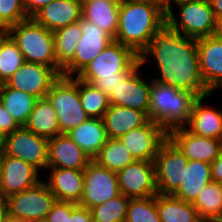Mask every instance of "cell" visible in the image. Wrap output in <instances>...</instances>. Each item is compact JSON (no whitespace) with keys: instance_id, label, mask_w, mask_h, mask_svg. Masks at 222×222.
<instances>
[{"instance_id":"6da1fadb","label":"cell","mask_w":222,"mask_h":222,"mask_svg":"<svg viewBox=\"0 0 222 222\" xmlns=\"http://www.w3.org/2000/svg\"><path fill=\"white\" fill-rule=\"evenodd\" d=\"M138 57L141 67L153 57L150 61H155L160 73L153 80L189 91L197 98L211 94L200 75L197 39L182 35L165 24Z\"/></svg>"},{"instance_id":"7a4b0ae2","label":"cell","mask_w":222,"mask_h":222,"mask_svg":"<svg viewBox=\"0 0 222 222\" xmlns=\"http://www.w3.org/2000/svg\"><path fill=\"white\" fill-rule=\"evenodd\" d=\"M166 24L161 3H121L114 41L139 55Z\"/></svg>"},{"instance_id":"3957f363","label":"cell","mask_w":222,"mask_h":222,"mask_svg":"<svg viewBox=\"0 0 222 222\" xmlns=\"http://www.w3.org/2000/svg\"><path fill=\"white\" fill-rule=\"evenodd\" d=\"M197 97L185 90L161 84L152 79L150 86L149 119L167 133L185 127L190 120L192 105Z\"/></svg>"},{"instance_id":"277c9868","label":"cell","mask_w":222,"mask_h":222,"mask_svg":"<svg viewBox=\"0 0 222 222\" xmlns=\"http://www.w3.org/2000/svg\"><path fill=\"white\" fill-rule=\"evenodd\" d=\"M6 33L17 44L25 62L46 65L62 76V71L56 66L52 31L29 17L9 27Z\"/></svg>"},{"instance_id":"5b68a950","label":"cell","mask_w":222,"mask_h":222,"mask_svg":"<svg viewBox=\"0 0 222 222\" xmlns=\"http://www.w3.org/2000/svg\"><path fill=\"white\" fill-rule=\"evenodd\" d=\"M46 98L56 111L60 134L68 133L89 118L80 102L79 78L77 76H60L51 85Z\"/></svg>"},{"instance_id":"8992f818","label":"cell","mask_w":222,"mask_h":222,"mask_svg":"<svg viewBox=\"0 0 222 222\" xmlns=\"http://www.w3.org/2000/svg\"><path fill=\"white\" fill-rule=\"evenodd\" d=\"M139 64L131 48L113 41L77 77L91 84L103 77H127Z\"/></svg>"},{"instance_id":"52a82bcc","label":"cell","mask_w":222,"mask_h":222,"mask_svg":"<svg viewBox=\"0 0 222 222\" xmlns=\"http://www.w3.org/2000/svg\"><path fill=\"white\" fill-rule=\"evenodd\" d=\"M176 7H179V18L173 11L166 15V25L170 29L195 39L216 35L218 22L209 0H198Z\"/></svg>"},{"instance_id":"ba28073f","label":"cell","mask_w":222,"mask_h":222,"mask_svg":"<svg viewBox=\"0 0 222 222\" xmlns=\"http://www.w3.org/2000/svg\"><path fill=\"white\" fill-rule=\"evenodd\" d=\"M82 36L77 44L74 58L62 69V76L76 77L95 59L114 38L104 29L84 19L79 21Z\"/></svg>"},{"instance_id":"9c48e42d","label":"cell","mask_w":222,"mask_h":222,"mask_svg":"<svg viewBox=\"0 0 222 222\" xmlns=\"http://www.w3.org/2000/svg\"><path fill=\"white\" fill-rule=\"evenodd\" d=\"M189 159L167 138L154 159L155 182L159 194L173 195L182 184L183 169Z\"/></svg>"},{"instance_id":"30bf717a","label":"cell","mask_w":222,"mask_h":222,"mask_svg":"<svg viewBox=\"0 0 222 222\" xmlns=\"http://www.w3.org/2000/svg\"><path fill=\"white\" fill-rule=\"evenodd\" d=\"M49 139L36 135L24 126L3 138L2 152L20 158L38 171L48 167Z\"/></svg>"},{"instance_id":"8fae6325","label":"cell","mask_w":222,"mask_h":222,"mask_svg":"<svg viewBox=\"0 0 222 222\" xmlns=\"http://www.w3.org/2000/svg\"><path fill=\"white\" fill-rule=\"evenodd\" d=\"M6 199L8 213L27 222L47 217L57 200L44 179L33 188L12 194Z\"/></svg>"},{"instance_id":"7c38bea8","label":"cell","mask_w":222,"mask_h":222,"mask_svg":"<svg viewBox=\"0 0 222 222\" xmlns=\"http://www.w3.org/2000/svg\"><path fill=\"white\" fill-rule=\"evenodd\" d=\"M119 194L117 173L92 159L84 169L83 194L79 205L91 209Z\"/></svg>"},{"instance_id":"4fadbf2b","label":"cell","mask_w":222,"mask_h":222,"mask_svg":"<svg viewBox=\"0 0 222 222\" xmlns=\"http://www.w3.org/2000/svg\"><path fill=\"white\" fill-rule=\"evenodd\" d=\"M119 191L128 198L156 195L154 161L135 160L117 172Z\"/></svg>"},{"instance_id":"5bb4252c","label":"cell","mask_w":222,"mask_h":222,"mask_svg":"<svg viewBox=\"0 0 222 222\" xmlns=\"http://www.w3.org/2000/svg\"><path fill=\"white\" fill-rule=\"evenodd\" d=\"M39 171L20 158L6 155L1 151L0 156V195L8 196L36 186Z\"/></svg>"},{"instance_id":"9a60e30c","label":"cell","mask_w":222,"mask_h":222,"mask_svg":"<svg viewBox=\"0 0 222 222\" xmlns=\"http://www.w3.org/2000/svg\"><path fill=\"white\" fill-rule=\"evenodd\" d=\"M59 77L51 67L25 62L4 84L9 88L23 91L41 99L46 98L51 85Z\"/></svg>"},{"instance_id":"2e32d148","label":"cell","mask_w":222,"mask_h":222,"mask_svg":"<svg viewBox=\"0 0 222 222\" xmlns=\"http://www.w3.org/2000/svg\"><path fill=\"white\" fill-rule=\"evenodd\" d=\"M139 64L123 82L109 95L110 105L128 107L144 112L149 118L150 86L149 82L142 78Z\"/></svg>"},{"instance_id":"e0dca14e","label":"cell","mask_w":222,"mask_h":222,"mask_svg":"<svg viewBox=\"0 0 222 222\" xmlns=\"http://www.w3.org/2000/svg\"><path fill=\"white\" fill-rule=\"evenodd\" d=\"M168 138V133L150 119L134 128L119 139L131 152L135 160L154 161L160 145Z\"/></svg>"},{"instance_id":"ac0fdd59","label":"cell","mask_w":222,"mask_h":222,"mask_svg":"<svg viewBox=\"0 0 222 222\" xmlns=\"http://www.w3.org/2000/svg\"><path fill=\"white\" fill-rule=\"evenodd\" d=\"M201 78L212 93L222 88V40L217 36L197 39Z\"/></svg>"},{"instance_id":"d6986e66","label":"cell","mask_w":222,"mask_h":222,"mask_svg":"<svg viewBox=\"0 0 222 222\" xmlns=\"http://www.w3.org/2000/svg\"><path fill=\"white\" fill-rule=\"evenodd\" d=\"M168 138L189 160L212 163L222 148V140L200 137L185 127H179L168 133Z\"/></svg>"},{"instance_id":"ffe728a7","label":"cell","mask_w":222,"mask_h":222,"mask_svg":"<svg viewBox=\"0 0 222 222\" xmlns=\"http://www.w3.org/2000/svg\"><path fill=\"white\" fill-rule=\"evenodd\" d=\"M91 160L67 133H61L48 141L47 168L84 170Z\"/></svg>"},{"instance_id":"44dd1931","label":"cell","mask_w":222,"mask_h":222,"mask_svg":"<svg viewBox=\"0 0 222 222\" xmlns=\"http://www.w3.org/2000/svg\"><path fill=\"white\" fill-rule=\"evenodd\" d=\"M80 0H53L38 10L32 18L49 31L79 22L82 18Z\"/></svg>"},{"instance_id":"7402d4cb","label":"cell","mask_w":222,"mask_h":222,"mask_svg":"<svg viewBox=\"0 0 222 222\" xmlns=\"http://www.w3.org/2000/svg\"><path fill=\"white\" fill-rule=\"evenodd\" d=\"M211 95L198 97L194 101L190 120L185 128L200 137L222 140V109L205 106L203 103Z\"/></svg>"},{"instance_id":"603a6c76","label":"cell","mask_w":222,"mask_h":222,"mask_svg":"<svg viewBox=\"0 0 222 222\" xmlns=\"http://www.w3.org/2000/svg\"><path fill=\"white\" fill-rule=\"evenodd\" d=\"M48 180L44 182L57 200L79 204L83 194L84 170L47 168Z\"/></svg>"},{"instance_id":"cb8c5ba5","label":"cell","mask_w":222,"mask_h":222,"mask_svg":"<svg viewBox=\"0 0 222 222\" xmlns=\"http://www.w3.org/2000/svg\"><path fill=\"white\" fill-rule=\"evenodd\" d=\"M107 136L110 139H119L134 128L143 126L148 116L139 110L110 105L102 117Z\"/></svg>"},{"instance_id":"d4e9b609","label":"cell","mask_w":222,"mask_h":222,"mask_svg":"<svg viewBox=\"0 0 222 222\" xmlns=\"http://www.w3.org/2000/svg\"><path fill=\"white\" fill-rule=\"evenodd\" d=\"M211 181L210 163L189 160L183 169L182 184L173 196L193 203L203 188Z\"/></svg>"},{"instance_id":"484cf974","label":"cell","mask_w":222,"mask_h":222,"mask_svg":"<svg viewBox=\"0 0 222 222\" xmlns=\"http://www.w3.org/2000/svg\"><path fill=\"white\" fill-rule=\"evenodd\" d=\"M67 134L92 159L109 139L101 118H88Z\"/></svg>"},{"instance_id":"4316f807","label":"cell","mask_w":222,"mask_h":222,"mask_svg":"<svg viewBox=\"0 0 222 222\" xmlns=\"http://www.w3.org/2000/svg\"><path fill=\"white\" fill-rule=\"evenodd\" d=\"M119 0H93L82 5V17L98 28L104 29L113 38L117 35Z\"/></svg>"},{"instance_id":"83f0119b","label":"cell","mask_w":222,"mask_h":222,"mask_svg":"<svg viewBox=\"0 0 222 222\" xmlns=\"http://www.w3.org/2000/svg\"><path fill=\"white\" fill-rule=\"evenodd\" d=\"M24 127L47 139L60 134L56 111L47 98L36 100Z\"/></svg>"},{"instance_id":"f1b7e54d","label":"cell","mask_w":222,"mask_h":222,"mask_svg":"<svg viewBox=\"0 0 222 222\" xmlns=\"http://www.w3.org/2000/svg\"><path fill=\"white\" fill-rule=\"evenodd\" d=\"M156 206L161 222H202L197 210L190 202L173 195L156 194Z\"/></svg>"},{"instance_id":"f546056e","label":"cell","mask_w":222,"mask_h":222,"mask_svg":"<svg viewBox=\"0 0 222 222\" xmlns=\"http://www.w3.org/2000/svg\"><path fill=\"white\" fill-rule=\"evenodd\" d=\"M36 100L31 94L0 84V103L19 126L26 124Z\"/></svg>"},{"instance_id":"4dcf8cb0","label":"cell","mask_w":222,"mask_h":222,"mask_svg":"<svg viewBox=\"0 0 222 222\" xmlns=\"http://www.w3.org/2000/svg\"><path fill=\"white\" fill-rule=\"evenodd\" d=\"M56 66L62 69L74 58L77 44L82 36L79 22L53 31Z\"/></svg>"},{"instance_id":"1f68e13d","label":"cell","mask_w":222,"mask_h":222,"mask_svg":"<svg viewBox=\"0 0 222 222\" xmlns=\"http://www.w3.org/2000/svg\"><path fill=\"white\" fill-rule=\"evenodd\" d=\"M192 204L203 221L222 220V183L209 182Z\"/></svg>"},{"instance_id":"d6a6232c","label":"cell","mask_w":222,"mask_h":222,"mask_svg":"<svg viewBox=\"0 0 222 222\" xmlns=\"http://www.w3.org/2000/svg\"><path fill=\"white\" fill-rule=\"evenodd\" d=\"M110 171L118 172L135 159L120 139H108L93 159Z\"/></svg>"},{"instance_id":"836d02e7","label":"cell","mask_w":222,"mask_h":222,"mask_svg":"<svg viewBox=\"0 0 222 222\" xmlns=\"http://www.w3.org/2000/svg\"><path fill=\"white\" fill-rule=\"evenodd\" d=\"M24 57L7 34H0V84L5 83L23 64Z\"/></svg>"},{"instance_id":"e575fe53","label":"cell","mask_w":222,"mask_h":222,"mask_svg":"<svg viewBox=\"0 0 222 222\" xmlns=\"http://www.w3.org/2000/svg\"><path fill=\"white\" fill-rule=\"evenodd\" d=\"M79 96L82 108L89 118H101L109 108V97L95 85L79 79Z\"/></svg>"},{"instance_id":"d590c367","label":"cell","mask_w":222,"mask_h":222,"mask_svg":"<svg viewBox=\"0 0 222 222\" xmlns=\"http://www.w3.org/2000/svg\"><path fill=\"white\" fill-rule=\"evenodd\" d=\"M129 199L120 193L103 204L92 207L93 222H125Z\"/></svg>"},{"instance_id":"8d00e7d4","label":"cell","mask_w":222,"mask_h":222,"mask_svg":"<svg viewBox=\"0 0 222 222\" xmlns=\"http://www.w3.org/2000/svg\"><path fill=\"white\" fill-rule=\"evenodd\" d=\"M125 222H161L156 206V195L130 198Z\"/></svg>"},{"instance_id":"74e56055","label":"cell","mask_w":222,"mask_h":222,"mask_svg":"<svg viewBox=\"0 0 222 222\" xmlns=\"http://www.w3.org/2000/svg\"><path fill=\"white\" fill-rule=\"evenodd\" d=\"M27 18L22 0H0V24L6 30Z\"/></svg>"},{"instance_id":"f35d334b","label":"cell","mask_w":222,"mask_h":222,"mask_svg":"<svg viewBox=\"0 0 222 222\" xmlns=\"http://www.w3.org/2000/svg\"><path fill=\"white\" fill-rule=\"evenodd\" d=\"M76 205L74 202L56 200L47 217L50 222H69L71 211Z\"/></svg>"},{"instance_id":"ab89813d","label":"cell","mask_w":222,"mask_h":222,"mask_svg":"<svg viewBox=\"0 0 222 222\" xmlns=\"http://www.w3.org/2000/svg\"><path fill=\"white\" fill-rule=\"evenodd\" d=\"M19 127L20 126L16 123L13 117L0 103V135L2 136V138L9 135Z\"/></svg>"},{"instance_id":"60d3db41","label":"cell","mask_w":222,"mask_h":222,"mask_svg":"<svg viewBox=\"0 0 222 222\" xmlns=\"http://www.w3.org/2000/svg\"><path fill=\"white\" fill-rule=\"evenodd\" d=\"M126 77H103L97 79L93 85L98 89L104 92L106 95H109L115 88L119 85L120 82H123Z\"/></svg>"},{"instance_id":"b9f144b4","label":"cell","mask_w":222,"mask_h":222,"mask_svg":"<svg viewBox=\"0 0 222 222\" xmlns=\"http://www.w3.org/2000/svg\"><path fill=\"white\" fill-rule=\"evenodd\" d=\"M69 222H93L91 210L77 204L71 211Z\"/></svg>"},{"instance_id":"7bdbcfd3","label":"cell","mask_w":222,"mask_h":222,"mask_svg":"<svg viewBox=\"0 0 222 222\" xmlns=\"http://www.w3.org/2000/svg\"><path fill=\"white\" fill-rule=\"evenodd\" d=\"M24 10L28 17H32L42 7L48 5L53 0H22Z\"/></svg>"},{"instance_id":"ee69618b","label":"cell","mask_w":222,"mask_h":222,"mask_svg":"<svg viewBox=\"0 0 222 222\" xmlns=\"http://www.w3.org/2000/svg\"><path fill=\"white\" fill-rule=\"evenodd\" d=\"M211 179L216 183H222V148L217 158L211 163Z\"/></svg>"},{"instance_id":"f6af8a7d","label":"cell","mask_w":222,"mask_h":222,"mask_svg":"<svg viewBox=\"0 0 222 222\" xmlns=\"http://www.w3.org/2000/svg\"><path fill=\"white\" fill-rule=\"evenodd\" d=\"M194 1H198V0H161V4H162L163 12L166 16L169 12L174 11V9H172V5H171L172 3L173 5L178 6L181 4L190 3Z\"/></svg>"},{"instance_id":"bcb514c9","label":"cell","mask_w":222,"mask_h":222,"mask_svg":"<svg viewBox=\"0 0 222 222\" xmlns=\"http://www.w3.org/2000/svg\"><path fill=\"white\" fill-rule=\"evenodd\" d=\"M217 22L222 20V0H209Z\"/></svg>"},{"instance_id":"7dc6e473","label":"cell","mask_w":222,"mask_h":222,"mask_svg":"<svg viewBox=\"0 0 222 222\" xmlns=\"http://www.w3.org/2000/svg\"><path fill=\"white\" fill-rule=\"evenodd\" d=\"M8 214L7 199L0 195V222L4 221L5 216Z\"/></svg>"},{"instance_id":"c3c4849f","label":"cell","mask_w":222,"mask_h":222,"mask_svg":"<svg viewBox=\"0 0 222 222\" xmlns=\"http://www.w3.org/2000/svg\"><path fill=\"white\" fill-rule=\"evenodd\" d=\"M121 3H161V0H119Z\"/></svg>"},{"instance_id":"681fc988","label":"cell","mask_w":222,"mask_h":222,"mask_svg":"<svg viewBox=\"0 0 222 222\" xmlns=\"http://www.w3.org/2000/svg\"><path fill=\"white\" fill-rule=\"evenodd\" d=\"M3 222H27L26 220H23L21 218H18L16 216H12L11 214H7L4 218Z\"/></svg>"},{"instance_id":"f907efd6","label":"cell","mask_w":222,"mask_h":222,"mask_svg":"<svg viewBox=\"0 0 222 222\" xmlns=\"http://www.w3.org/2000/svg\"><path fill=\"white\" fill-rule=\"evenodd\" d=\"M216 35L222 40V20L217 24Z\"/></svg>"},{"instance_id":"816d5d0a","label":"cell","mask_w":222,"mask_h":222,"mask_svg":"<svg viewBox=\"0 0 222 222\" xmlns=\"http://www.w3.org/2000/svg\"><path fill=\"white\" fill-rule=\"evenodd\" d=\"M34 222H50V220L48 219V217H43V218L38 219V220H36Z\"/></svg>"},{"instance_id":"f5cc1de1","label":"cell","mask_w":222,"mask_h":222,"mask_svg":"<svg viewBox=\"0 0 222 222\" xmlns=\"http://www.w3.org/2000/svg\"><path fill=\"white\" fill-rule=\"evenodd\" d=\"M6 33V29L0 24V34Z\"/></svg>"},{"instance_id":"db71d44e","label":"cell","mask_w":222,"mask_h":222,"mask_svg":"<svg viewBox=\"0 0 222 222\" xmlns=\"http://www.w3.org/2000/svg\"><path fill=\"white\" fill-rule=\"evenodd\" d=\"M2 145H3V138H2V136L0 135V149H2Z\"/></svg>"},{"instance_id":"11a10c76","label":"cell","mask_w":222,"mask_h":222,"mask_svg":"<svg viewBox=\"0 0 222 222\" xmlns=\"http://www.w3.org/2000/svg\"><path fill=\"white\" fill-rule=\"evenodd\" d=\"M90 1H93V0H80V2L82 3V5H83L85 2H90Z\"/></svg>"}]
</instances>
